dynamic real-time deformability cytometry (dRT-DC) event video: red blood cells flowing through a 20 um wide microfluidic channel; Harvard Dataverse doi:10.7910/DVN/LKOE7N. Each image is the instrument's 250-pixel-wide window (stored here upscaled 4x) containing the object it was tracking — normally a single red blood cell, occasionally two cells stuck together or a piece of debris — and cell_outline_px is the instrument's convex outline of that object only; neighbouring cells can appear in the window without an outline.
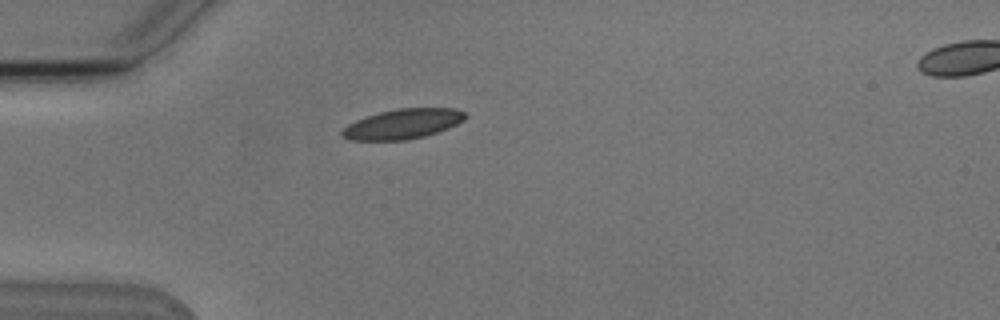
{"species": "Egyptian fruit bat (a non-hibernating species)", "species_latin": "Rousettus aegyptiacus", "temperature_condition": "cold", "stored_images_in_passage": 2, "camera_frame_rate_fps": 3000, "um_per_image_px": 0.085, "animal": {"sex": "male"}, "frame": {"image": 1, "passage_image": 1, "time_ms": 0.0, "image_size_px": [1000, 320], "cell_outline_px": [[468, 116], [464, 120], [448, 128], [424, 136], [408, 140], [348, 140], [340, 136], [340, 132], [348, 124], [356, 120], [380, 112], [396, 108], [456, 108], [464, 112]], "centroid_in_image_um": [34.23, 10.53], "position_along_channel_um": 50.8, "area_um2": 21.5}}